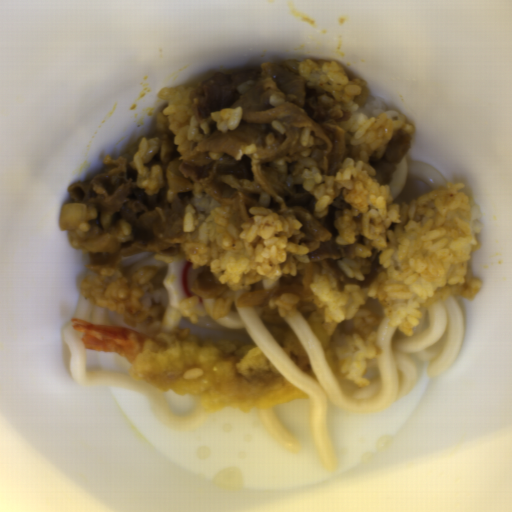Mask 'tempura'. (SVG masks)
Masks as SVG:
<instances>
[{"label":"tempura","mask_w":512,"mask_h":512,"mask_svg":"<svg viewBox=\"0 0 512 512\" xmlns=\"http://www.w3.org/2000/svg\"><path fill=\"white\" fill-rule=\"evenodd\" d=\"M86 350L118 353L127 360L130 377L157 390L198 397L202 409L250 412L293 400H308L257 345L227 338L199 337L187 328L159 330L153 337L113 323H89L71 317ZM199 379H184L191 368Z\"/></svg>","instance_id":"8679c707"},{"label":"tempura","mask_w":512,"mask_h":512,"mask_svg":"<svg viewBox=\"0 0 512 512\" xmlns=\"http://www.w3.org/2000/svg\"><path fill=\"white\" fill-rule=\"evenodd\" d=\"M267 329L290 360L306 375L319 382L294 329L289 326L279 325L268 326Z\"/></svg>","instance_id":"d4f62c59"},{"label":"tempura","mask_w":512,"mask_h":512,"mask_svg":"<svg viewBox=\"0 0 512 512\" xmlns=\"http://www.w3.org/2000/svg\"><path fill=\"white\" fill-rule=\"evenodd\" d=\"M306 323L317 339L329 368L338 383L348 380L342 373L341 365L335 355L336 339L334 335H329L322 320L313 312L306 318Z\"/></svg>","instance_id":"6ee92434"}]
</instances>
